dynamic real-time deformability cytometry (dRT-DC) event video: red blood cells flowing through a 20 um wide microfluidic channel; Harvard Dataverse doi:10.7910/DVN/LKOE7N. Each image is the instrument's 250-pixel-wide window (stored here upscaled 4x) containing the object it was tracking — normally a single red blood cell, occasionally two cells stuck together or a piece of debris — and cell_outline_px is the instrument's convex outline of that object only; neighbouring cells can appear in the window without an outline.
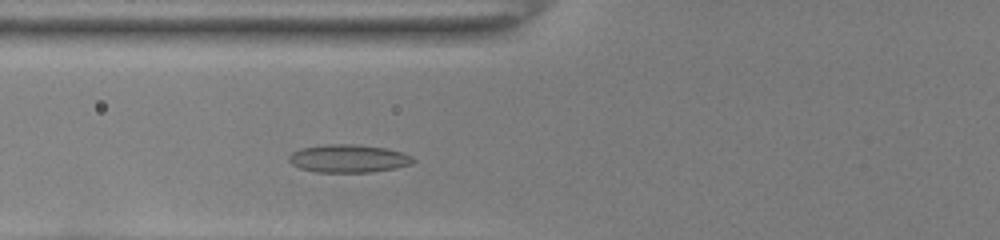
{"species": "common noctule bat (a hibernating species)", "species_latin": "Nyctalus noctula", "temperature_condition": "room temperature", "stored_images_in_passage": 33, "camera_frame_rate_fps": 3000, "um_per_image_px": 0.085, "animal": {"sex": "female", "body_mass_g": 22.0, "forearm_length_mm": 56.7}, "frame": {"image": 1, "passage_image": 6, "time_ms": 1.667, "image_size_px": [1000, 240], "cell_outline_px": [[416, 160], [412, 164], [396, 168], [372, 172], [316, 172], [300, 168], [292, 164], [288, 160], [288, 156], [292, 152], [300, 148], [324, 144], [352, 144], [384, 148], [400, 152], [412, 156]], "centroid_in_image_um": [29.6, 13.48], "position_along_channel_um": 96.2, "area_um2": 20.29}}
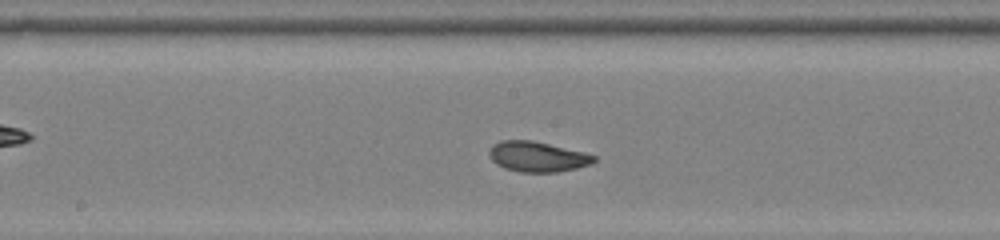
{"frame": {"image": 2, "passage_image": 14, "time_ms": 4.333, "image_size_px": [1000, 240], "cell_outline_px": [[596, 160], [592, 164], [576, 168], [556, 172], [520, 172], [504, 168], [496, 164], [492, 160], [488, 152], [500, 140], [532, 140], [584, 152], [596, 156]], "centroid_in_image_um": [45.7, 13.32], "position_along_channel_um": 202.5, "area_um2": 18.38}}
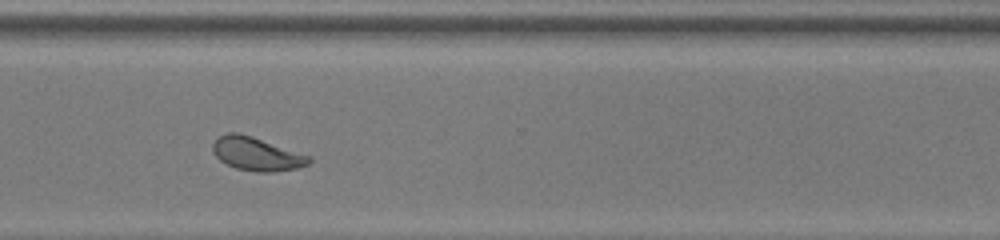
{"frame": {"image": 3, "passage_image": 25, "time_ms": 8.0, "image_size_px": [1000, 240], "cell_outline_px": [[312, 160], [308, 164], [296, 168], [272, 172], [256, 172], [236, 168], [220, 160], [212, 152], [212, 144], [220, 136], [228, 132], [236, 132], [252, 136], [312, 156]], "centroid_in_image_um": [21.83, 13.08], "position_along_channel_um": 348.8, "area_um2": 18.73}, "authors_computed_cell_mechanics": {"area_um2": 18.6694, "velocity_mm_per_s": 3.9803, "shape_relaxation_time_tau1_ms": 4.643, "shape_relaxation_time_tau2_ms": 0.9115, "deformation_change_tau1": 0.1497, "deformation_change_tau2": 0.0525}}